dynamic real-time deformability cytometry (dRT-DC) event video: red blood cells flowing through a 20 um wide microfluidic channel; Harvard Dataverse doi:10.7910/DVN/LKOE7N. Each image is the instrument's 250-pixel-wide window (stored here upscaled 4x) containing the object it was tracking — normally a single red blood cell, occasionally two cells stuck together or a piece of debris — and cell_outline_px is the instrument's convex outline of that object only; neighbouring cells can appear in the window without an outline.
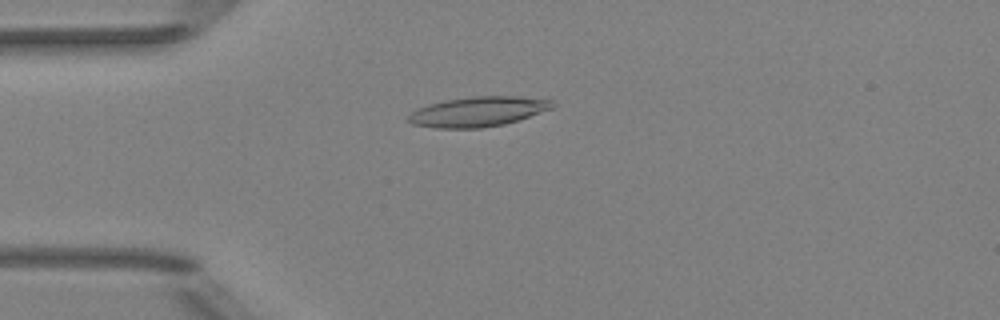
{"species": "Egyptian fruit bat (a non-hibernating species)", "species_latin": "Rousettus aegyptiacus", "temperature_condition": "room temperature", "stored_images_in_passage": 2, "camera_frame_rate_fps": 3000, "um_per_image_px": 0.085, "animal": {"sex": "female"}, "frame": {"image": 1, "passage_image": 1, "time_ms": 0.0, "image_size_px": [1000, 320], "cell_outline_px": [[556, 104], [552, 108], [504, 124], [480, 128], [436, 128], [412, 124], [404, 120], [412, 112], [420, 108], [432, 104], [448, 100], [472, 96], [516, 96], [552, 100]], "centroid_in_image_um": [40.62, 9.49], "position_along_channel_um": 44.4, "area_um2": 24.74}}